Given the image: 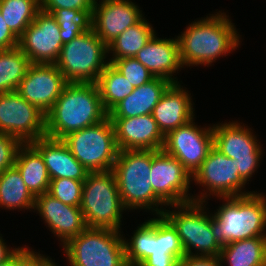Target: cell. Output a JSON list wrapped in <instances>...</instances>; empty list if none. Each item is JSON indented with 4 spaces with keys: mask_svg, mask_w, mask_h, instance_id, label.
Segmentation results:
<instances>
[{
    "mask_svg": "<svg viewBox=\"0 0 266 266\" xmlns=\"http://www.w3.org/2000/svg\"><path fill=\"white\" fill-rule=\"evenodd\" d=\"M107 117L96 83H68L46 114V136L63 139Z\"/></svg>",
    "mask_w": 266,
    "mask_h": 266,
    "instance_id": "1",
    "label": "cell"
},
{
    "mask_svg": "<svg viewBox=\"0 0 266 266\" xmlns=\"http://www.w3.org/2000/svg\"><path fill=\"white\" fill-rule=\"evenodd\" d=\"M225 13L217 12L187 26L177 36L182 66L210 65L235 50L240 37Z\"/></svg>",
    "mask_w": 266,
    "mask_h": 266,
    "instance_id": "2",
    "label": "cell"
},
{
    "mask_svg": "<svg viewBox=\"0 0 266 266\" xmlns=\"http://www.w3.org/2000/svg\"><path fill=\"white\" fill-rule=\"evenodd\" d=\"M222 200L226 201L224 205L211 214V228L221 246L253 237H266V195L253 191L250 195Z\"/></svg>",
    "mask_w": 266,
    "mask_h": 266,
    "instance_id": "3",
    "label": "cell"
},
{
    "mask_svg": "<svg viewBox=\"0 0 266 266\" xmlns=\"http://www.w3.org/2000/svg\"><path fill=\"white\" fill-rule=\"evenodd\" d=\"M151 164L152 150H119L112 172L126 209H148L157 216L163 214L165 204L154 194Z\"/></svg>",
    "mask_w": 266,
    "mask_h": 266,
    "instance_id": "4",
    "label": "cell"
},
{
    "mask_svg": "<svg viewBox=\"0 0 266 266\" xmlns=\"http://www.w3.org/2000/svg\"><path fill=\"white\" fill-rule=\"evenodd\" d=\"M80 209L89 228L120 231L124 207L112 170L89 172L83 182Z\"/></svg>",
    "mask_w": 266,
    "mask_h": 266,
    "instance_id": "5",
    "label": "cell"
},
{
    "mask_svg": "<svg viewBox=\"0 0 266 266\" xmlns=\"http://www.w3.org/2000/svg\"><path fill=\"white\" fill-rule=\"evenodd\" d=\"M108 46L93 29L64 43L55 62L68 83H96L109 64Z\"/></svg>",
    "mask_w": 266,
    "mask_h": 266,
    "instance_id": "6",
    "label": "cell"
},
{
    "mask_svg": "<svg viewBox=\"0 0 266 266\" xmlns=\"http://www.w3.org/2000/svg\"><path fill=\"white\" fill-rule=\"evenodd\" d=\"M120 231L87 227L64 245L71 266H128Z\"/></svg>",
    "mask_w": 266,
    "mask_h": 266,
    "instance_id": "7",
    "label": "cell"
},
{
    "mask_svg": "<svg viewBox=\"0 0 266 266\" xmlns=\"http://www.w3.org/2000/svg\"><path fill=\"white\" fill-rule=\"evenodd\" d=\"M203 202L171 205L176 210H164L163 216L176 229L185 256H219L222 246L211 228V215L204 210ZM197 249V250H196ZM192 250H196L195 254ZM199 251V252H198Z\"/></svg>",
    "mask_w": 266,
    "mask_h": 266,
    "instance_id": "8",
    "label": "cell"
},
{
    "mask_svg": "<svg viewBox=\"0 0 266 266\" xmlns=\"http://www.w3.org/2000/svg\"><path fill=\"white\" fill-rule=\"evenodd\" d=\"M62 140L88 172L113 169L119 150L114 126L109 117L100 123L72 132Z\"/></svg>",
    "mask_w": 266,
    "mask_h": 266,
    "instance_id": "9",
    "label": "cell"
},
{
    "mask_svg": "<svg viewBox=\"0 0 266 266\" xmlns=\"http://www.w3.org/2000/svg\"><path fill=\"white\" fill-rule=\"evenodd\" d=\"M157 217L138 226L129 242L124 239L128 266H139L148 257H185L176 229L163 215Z\"/></svg>",
    "mask_w": 266,
    "mask_h": 266,
    "instance_id": "10",
    "label": "cell"
},
{
    "mask_svg": "<svg viewBox=\"0 0 266 266\" xmlns=\"http://www.w3.org/2000/svg\"><path fill=\"white\" fill-rule=\"evenodd\" d=\"M214 147L233 159L241 179L247 183L258 169L262 147L250 128L237 121L213 125ZM256 169V170H255Z\"/></svg>",
    "mask_w": 266,
    "mask_h": 266,
    "instance_id": "11",
    "label": "cell"
},
{
    "mask_svg": "<svg viewBox=\"0 0 266 266\" xmlns=\"http://www.w3.org/2000/svg\"><path fill=\"white\" fill-rule=\"evenodd\" d=\"M192 180L208 190L201 193L200 196H194L195 202L205 203L207 196H210V194L221 199L253 193L251 191L243 192L242 188L245 187L246 183L239 176L235 162L215 147L210 150L200 168L192 176Z\"/></svg>",
    "mask_w": 266,
    "mask_h": 266,
    "instance_id": "12",
    "label": "cell"
},
{
    "mask_svg": "<svg viewBox=\"0 0 266 266\" xmlns=\"http://www.w3.org/2000/svg\"><path fill=\"white\" fill-rule=\"evenodd\" d=\"M0 133L31 143L46 136V115L16 91L1 93Z\"/></svg>",
    "mask_w": 266,
    "mask_h": 266,
    "instance_id": "13",
    "label": "cell"
},
{
    "mask_svg": "<svg viewBox=\"0 0 266 266\" xmlns=\"http://www.w3.org/2000/svg\"><path fill=\"white\" fill-rule=\"evenodd\" d=\"M150 177L154 194L165 206L194 201L193 195L188 193L192 176L176 158L163 149L152 150Z\"/></svg>",
    "mask_w": 266,
    "mask_h": 266,
    "instance_id": "14",
    "label": "cell"
},
{
    "mask_svg": "<svg viewBox=\"0 0 266 266\" xmlns=\"http://www.w3.org/2000/svg\"><path fill=\"white\" fill-rule=\"evenodd\" d=\"M192 119L165 136L163 150L176 158L191 176L214 147L213 126L201 128Z\"/></svg>",
    "mask_w": 266,
    "mask_h": 266,
    "instance_id": "15",
    "label": "cell"
},
{
    "mask_svg": "<svg viewBox=\"0 0 266 266\" xmlns=\"http://www.w3.org/2000/svg\"><path fill=\"white\" fill-rule=\"evenodd\" d=\"M63 43L56 18L43 10L36 13L35 20L19 37L18 47L30 63L55 64Z\"/></svg>",
    "mask_w": 266,
    "mask_h": 266,
    "instance_id": "16",
    "label": "cell"
},
{
    "mask_svg": "<svg viewBox=\"0 0 266 266\" xmlns=\"http://www.w3.org/2000/svg\"><path fill=\"white\" fill-rule=\"evenodd\" d=\"M67 84L55 64L31 63L16 92L46 115Z\"/></svg>",
    "mask_w": 266,
    "mask_h": 266,
    "instance_id": "17",
    "label": "cell"
},
{
    "mask_svg": "<svg viewBox=\"0 0 266 266\" xmlns=\"http://www.w3.org/2000/svg\"><path fill=\"white\" fill-rule=\"evenodd\" d=\"M95 0L92 29L108 46L130 26L142 18V11L131 0Z\"/></svg>",
    "mask_w": 266,
    "mask_h": 266,
    "instance_id": "18",
    "label": "cell"
},
{
    "mask_svg": "<svg viewBox=\"0 0 266 266\" xmlns=\"http://www.w3.org/2000/svg\"><path fill=\"white\" fill-rule=\"evenodd\" d=\"M118 150H162L165 136L152 114L131 118H110Z\"/></svg>",
    "mask_w": 266,
    "mask_h": 266,
    "instance_id": "19",
    "label": "cell"
},
{
    "mask_svg": "<svg viewBox=\"0 0 266 266\" xmlns=\"http://www.w3.org/2000/svg\"><path fill=\"white\" fill-rule=\"evenodd\" d=\"M34 210L38 211L63 245L87 228L80 207L62 203L48 193L35 197Z\"/></svg>",
    "mask_w": 266,
    "mask_h": 266,
    "instance_id": "20",
    "label": "cell"
},
{
    "mask_svg": "<svg viewBox=\"0 0 266 266\" xmlns=\"http://www.w3.org/2000/svg\"><path fill=\"white\" fill-rule=\"evenodd\" d=\"M180 83H171L154 107L152 116L164 136L194 119L193 103Z\"/></svg>",
    "mask_w": 266,
    "mask_h": 266,
    "instance_id": "21",
    "label": "cell"
},
{
    "mask_svg": "<svg viewBox=\"0 0 266 266\" xmlns=\"http://www.w3.org/2000/svg\"><path fill=\"white\" fill-rule=\"evenodd\" d=\"M144 65L154 77L178 83L173 74L183 68L180 61L179 42L175 39L158 38L156 34L134 57ZM173 76V77H172Z\"/></svg>",
    "mask_w": 266,
    "mask_h": 266,
    "instance_id": "22",
    "label": "cell"
},
{
    "mask_svg": "<svg viewBox=\"0 0 266 266\" xmlns=\"http://www.w3.org/2000/svg\"><path fill=\"white\" fill-rule=\"evenodd\" d=\"M31 144L41 153L50 179L68 178L84 181L89 174L62 139L44 136L32 141Z\"/></svg>",
    "mask_w": 266,
    "mask_h": 266,
    "instance_id": "23",
    "label": "cell"
},
{
    "mask_svg": "<svg viewBox=\"0 0 266 266\" xmlns=\"http://www.w3.org/2000/svg\"><path fill=\"white\" fill-rule=\"evenodd\" d=\"M171 84L167 79L155 77L121 100L109 112V118H131L152 114L162 94Z\"/></svg>",
    "mask_w": 266,
    "mask_h": 266,
    "instance_id": "24",
    "label": "cell"
},
{
    "mask_svg": "<svg viewBox=\"0 0 266 266\" xmlns=\"http://www.w3.org/2000/svg\"><path fill=\"white\" fill-rule=\"evenodd\" d=\"M14 166L34 197L48 192L51 180L44 159L31 143H23L19 147Z\"/></svg>",
    "mask_w": 266,
    "mask_h": 266,
    "instance_id": "25",
    "label": "cell"
},
{
    "mask_svg": "<svg viewBox=\"0 0 266 266\" xmlns=\"http://www.w3.org/2000/svg\"><path fill=\"white\" fill-rule=\"evenodd\" d=\"M219 258L229 266H266V237L228 243L222 246Z\"/></svg>",
    "mask_w": 266,
    "mask_h": 266,
    "instance_id": "26",
    "label": "cell"
},
{
    "mask_svg": "<svg viewBox=\"0 0 266 266\" xmlns=\"http://www.w3.org/2000/svg\"><path fill=\"white\" fill-rule=\"evenodd\" d=\"M35 197L26 187L22 175L13 166L0 173V207L9 210L34 209Z\"/></svg>",
    "mask_w": 266,
    "mask_h": 266,
    "instance_id": "27",
    "label": "cell"
},
{
    "mask_svg": "<svg viewBox=\"0 0 266 266\" xmlns=\"http://www.w3.org/2000/svg\"><path fill=\"white\" fill-rule=\"evenodd\" d=\"M155 30L143 17L138 23L130 26L108 45V52L112 53L109 60L133 58L152 37Z\"/></svg>",
    "mask_w": 266,
    "mask_h": 266,
    "instance_id": "28",
    "label": "cell"
},
{
    "mask_svg": "<svg viewBox=\"0 0 266 266\" xmlns=\"http://www.w3.org/2000/svg\"><path fill=\"white\" fill-rule=\"evenodd\" d=\"M28 57L17 46L0 50V94L16 91L30 66Z\"/></svg>",
    "mask_w": 266,
    "mask_h": 266,
    "instance_id": "29",
    "label": "cell"
},
{
    "mask_svg": "<svg viewBox=\"0 0 266 266\" xmlns=\"http://www.w3.org/2000/svg\"><path fill=\"white\" fill-rule=\"evenodd\" d=\"M96 84L107 112L134 90L130 82L111 63L101 72Z\"/></svg>",
    "mask_w": 266,
    "mask_h": 266,
    "instance_id": "30",
    "label": "cell"
},
{
    "mask_svg": "<svg viewBox=\"0 0 266 266\" xmlns=\"http://www.w3.org/2000/svg\"><path fill=\"white\" fill-rule=\"evenodd\" d=\"M40 0H0V12L9 29L19 38L35 20Z\"/></svg>",
    "mask_w": 266,
    "mask_h": 266,
    "instance_id": "31",
    "label": "cell"
},
{
    "mask_svg": "<svg viewBox=\"0 0 266 266\" xmlns=\"http://www.w3.org/2000/svg\"><path fill=\"white\" fill-rule=\"evenodd\" d=\"M93 10L56 9L52 15L60 28L62 43H67L92 29Z\"/></svg>",
    "mask_w": 266,
    "mask_h": 266,
    "instance_id": "32",
    "label": "cell"
},
{
    "mask_svg": "<svg viewBox=\"0 0 266 266\" xmlns=\"http://www.w3.org/2000/svg\"><path fill=\"white\" fill-rule=\"evenodd\" d=\"M48 194L62 203L75 207L81 206L83 182L75 179H50Z\"/></svg>",
    "mask_w": 266,
    "mask_h": 266,
    "instance_id": "33",
    "label": "cell"
},
{
    "mask_svg": "<svg viewBox=\"0 0 266 266\" xmlns=\"http://www.w3.org/2000/svg\"><path fill=\"white\" fill-rule=\"evenodd\" d=\"M109 63L120 71L134 88H138L155 78L154 75L134 57L109 60Z\"/></svg>",
    "mask_w": 266,
    "mask_h": 266,
    "instance_id": "34",
    "label": "cell"
},
{
    "mask_svg": "<svg viewBox=\"0 0 266 266\" xmlns=\"http://www.w3.org/2000/svg\"><path fill=\"white\" fill-rule=\"evenodd\" d=\"M22 144L16 137L0 133V173L14 166L17 151Z\"/></svg>",
    "mask_w": 266,
    "mask_h": 266,
    "instance_id": "35",
    "label": "cell"
},
{
    "mask_svg": "<svg viewBox=\"0 0 266 266\" xmlns=\"http://www.w3.org/2000/svg\"><path fill=\"white\" fill-rule=\"evenodd\" d=\"M95 0H40V9L53 13L56 9L93 10Z\"/></svg>",
    "mask_w": 266,
    "mask_h": 266,
    "instance_id": "36",
    "label": "cell"
},
{
    "mask_svg": "<svg viewBox=\"0 0 266 266\" xmlns=\"http://www.w3.org/2000/svg\"><path fill=\"white\" fill-rule=\"evenodd\" d=\"M49 259L28 247L19 248V266H44Z\"/></svg>",
    "mask_w": 266,
    "mask_h": 266,
    "instance_id": "37",
    "label": "cell"
},
{
    "mask_svg": "<svg viewBox=\"0 0 266 266\" xmlns=\"http://www.w3.org/2000/svg\"><path fill=\"white\" fill-rule=\"evenodd\" d=\"M179 266H223L219 256H185Z\"/></svg>",
    "mask_w": 266,
    "mask_h": 266,
    "instance_id": "38",
    "label": "cell"
},
{
    "mask_svg": "<svg viewBox=\"0 0 266 266\" xmlns=\"http://www.w3.org/2000/svg\"><path fill=\"white\" fill-rule=\"evenodd\" d=\"M19 38L9 29L0 12V50L18 46Z\"/></svg>",
    "mask_w": 266,
    "mask_h": 266,
    "instance_id": "39",
    "label": "cell"
},
{
    "mask_svg": "<svg viewBox=\"0 0 266 266\" xmlns=\"http://www.w3.org/2000/svg\"><path fill=\"white\" fill-rule=\"evenodd\" d=\"M179 262L175 256L148 257L139 266H179Z\"/></svg>",
    "mask_w": 266,
    "mask_h": 266,
    "instance_id": "40",
    "label": "cell"
},
{
    "mask_svg": "<svg viewBox=\"0 0 266 266\" xmlns=\"http://www.w3.org/2000/svg\"><path fill=\"white\" fill-rule=\"evenodd\" d=\"M4 240L2 239V235L0 236V263H3L10 259L18 250V248H13L12 250L5 245Z\"/></svg>",
    "mask_w": 266,
    "mask_h": 266,
    "instance_id": "41",
    "label": "cell"
},
{
    "mask_svg": "<svg viewBox=\"0 0 266 266\" xmlns=\"http://www.w3.org/2000/svg\"><path fill=\"white\" fill-rule=\"evenodd\" d=\"M0 266H19V250L10 259L0 263Z\"/></svg>",
    "mask_w": 266,
    "mask_h": 266,
    "instance_id": "42",
    "label": "cell"
},
{
    "mask_svg": "<svg viewBox=\"0 0 266 266\" xmlns=\"http://www.w3.org/2000/svg\"><path fill=\"white\" fill-rule=\"evenodd\" d=\"M44 266H57V265L55 264V262H53L51 259H49V260L44 264Z\"/></svg>",
    "mask_w": 266,
    "mask_h": 266,
    "instance_id": "43",
    "label": "cell"
}]
</instances>
